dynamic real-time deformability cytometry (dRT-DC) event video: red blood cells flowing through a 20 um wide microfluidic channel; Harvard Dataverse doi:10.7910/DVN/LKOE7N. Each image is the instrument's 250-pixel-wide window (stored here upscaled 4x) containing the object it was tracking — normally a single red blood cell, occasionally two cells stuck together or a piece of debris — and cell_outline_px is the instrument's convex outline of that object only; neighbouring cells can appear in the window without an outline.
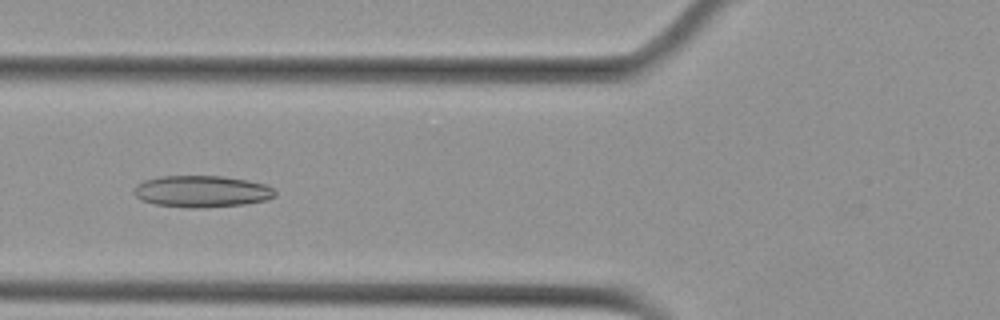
{"species": "Egyptian fruit bat (a non-hibernating species)", "species_latin": "Rousettus aegyptiacus", "temperature_condition": "cold", "stored_images_in_passage": 7, "camera_frame_rate_fps": 3000, "um_per_image_px": 0.085, "animal": {"sex": "female"}, "frame": {"image": 1, "passage_image": 6, "time_ms": 1.667, "image_size_px": [1000, 320], "cell_outline_px": [[276, 196], [268, 200], [244, 204], [204, 208], [184, 208], [156, 204], [140, 200], [132, 192], [136, 184], [144, 180], [160, 176], [224, 176], [248, 180], [264, 184], [272, 188], [276, 192]], "centroid_in_image_um": [17.14, 16.27], "position_along_channel_um": 108.7, "area_um2": 26.36}}
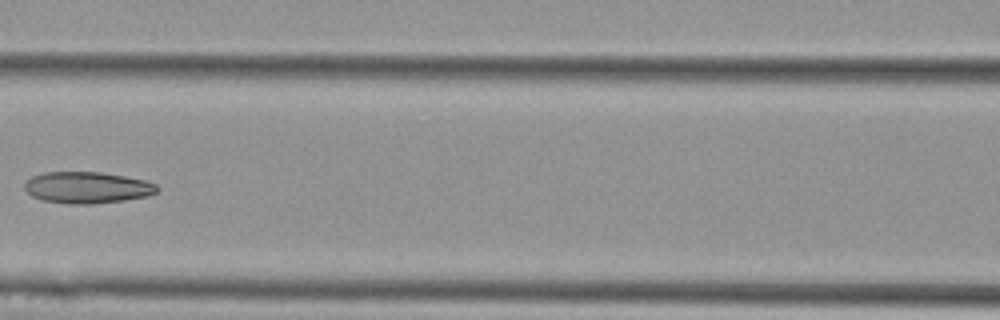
{"frame": {"image": 2, "passage_image": 7, "time_ms": 2.0, "image_size_px": [1000, 320], "cell_outline_px": [[160, 188], [156, 192], [148, 196], [124, 200], [92, 204], [68, 204], [44, 200], [32, 196], [24, 188], [24, 184], [32, 176], [44, 172], [100, 172], [148, 180], [156, 184]], "centroid_in_image_um": [7.44, 15.94], "position_along_channel_um": 159.2, "area_um2": 24.39}}